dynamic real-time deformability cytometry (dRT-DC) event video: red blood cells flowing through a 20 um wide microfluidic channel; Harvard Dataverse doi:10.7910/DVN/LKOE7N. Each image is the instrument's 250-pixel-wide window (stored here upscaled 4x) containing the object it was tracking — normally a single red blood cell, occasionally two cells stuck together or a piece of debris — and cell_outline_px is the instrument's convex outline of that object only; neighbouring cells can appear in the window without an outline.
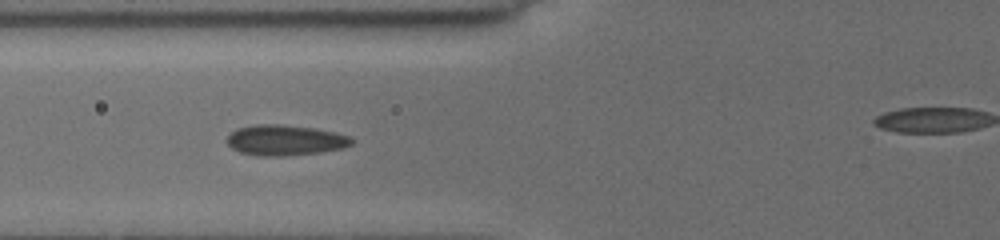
{"species": "common noctule bat (a hibernating species)", "species_latin": "Nyctalus noctula", "temperature_condition": "cold", "stored_images_in_passage": 9, "camera_frame_rate_fps": 3000, "um_per_image_px": 0.085, "animal": {"sex": "female", "body_mass_g": 19.5, "forearm_length_mm": 54.1}, "frame": {"image": 1, "passage_image": 8, "time_ms": 6.0, "image_size_px": [1000, 240], "cell_outline_px": [[352, 144], [344, 148], [324, 152], [284, 156], [256, 156], [240, 152], [232, 148], [228, 144], [228, 136], [232, 132], [240, 128], [256, 124], [280, 124], [312, 128], [332, 132], [348, 136], [352, 140]], "centroid_in_image_um": [24.23, 11.93], "position_along_channel_um": 101.6, "area_um2": 22.02}}
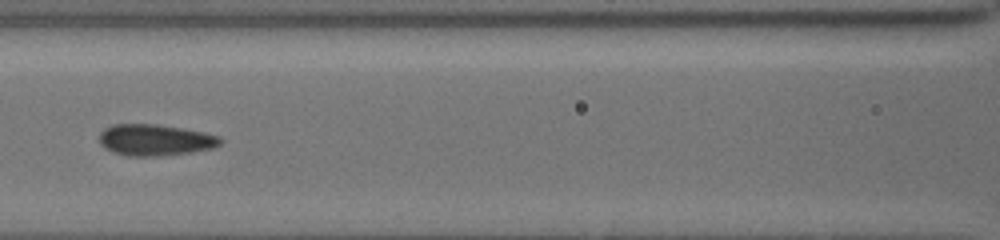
{"frame": {"image": 2, "passage_image": 9, "time_ms": 7.333, "image_size_px": [1000, 240], "cell_outline_px": [[224, 140], [220, 144], [212, 148], [192, 152], [160, 156], [128, 156], [112, 152], [104, 148], [100, 144], [100, 132], [104, 128], [112, 124], [156, 124], [180, 128], [220, 136]], "centroid_in_image_um": [13.15, 11.9], "position_along_channel_um": 153.4, "area_um2": 22.14}}